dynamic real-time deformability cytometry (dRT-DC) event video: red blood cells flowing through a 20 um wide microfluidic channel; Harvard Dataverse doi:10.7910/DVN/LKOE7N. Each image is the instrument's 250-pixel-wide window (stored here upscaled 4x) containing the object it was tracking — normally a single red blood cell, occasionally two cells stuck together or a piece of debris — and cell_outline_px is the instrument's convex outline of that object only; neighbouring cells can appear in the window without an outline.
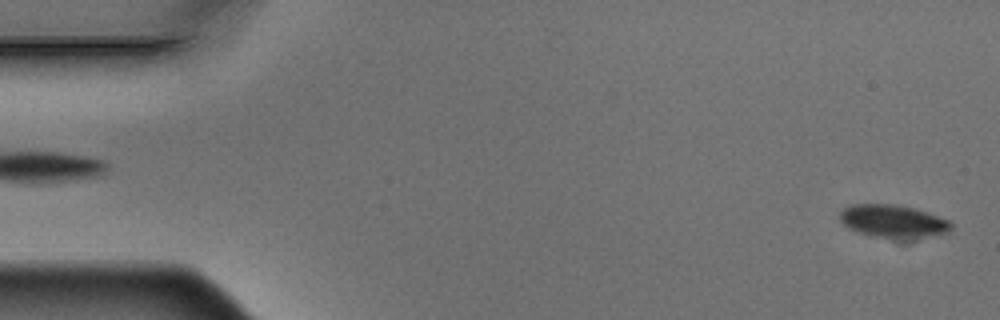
{"species": "Egyptian fruit bat (a non-hibernating species)", "species_latin": "Rousettus aegyptiacus", "temperature_condition": "warm", "stored_images_in_passage": 5, "segment_of_instrument_passage": [2, 2], "camera_frame_rate_fps": 3000, "um_per_image_px": 0.085, "animal": {"sex": "male"}, "frame": {"image": 1, "passage_image": 5, "time_ms": 1.333, "image_size_px": [1000, 320], "cell_outline_px": [[952, 228], [948, 232], [904, 244], [872, 236], [848, 228], [840, 220], [840, 212], [844, 208], [852, 204], [892, 204], [912, 208], [928, 212], [948, 220], [952, 224]], "centroid_in_image_um": [75.97, 18.89], "position_along_channel_um": 9.0, "area_um2": 22.37}}